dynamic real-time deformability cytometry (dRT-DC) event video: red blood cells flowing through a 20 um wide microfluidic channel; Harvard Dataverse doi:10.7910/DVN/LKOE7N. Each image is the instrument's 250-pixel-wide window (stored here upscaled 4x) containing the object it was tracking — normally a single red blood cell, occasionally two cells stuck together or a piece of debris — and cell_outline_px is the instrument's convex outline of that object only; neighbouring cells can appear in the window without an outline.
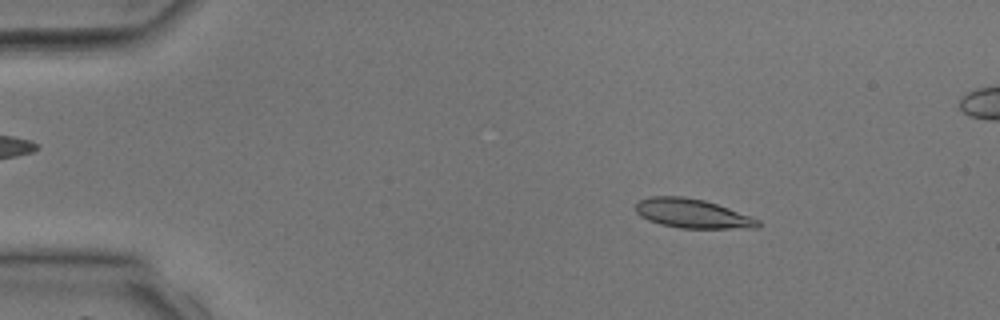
{"species": "common noctule bat (a hibernating species)", "species_latin": "Nyctalus noctula", "temperature_condition": "room temperature", "stored_images_in_passage": 40, "segment_of_instrument_passage": [1, 2], "camera_frame_rate_fps": 3000, "um_per_image_px": 0.085, "animal": {"sex": "male", "body_mass_g": 17.9, "forearm_length_mm": 54.2}, "frame": {"image": 1, "passage_image": 6, "time_ms": 1.667, "image_size_px": [1000, 320], "cell_outline_px": [[760, 224], [756, 228], [680, 228], [660, 224], [648, 220], [640, 216], [636, 212], [636, 204], [640, 200], [648, 196], [684, 196], [704, 200], [728, 208], [760, 220]], "centroid_in_image_um": [58.82, 18.14], "position_along_channel_um": 26.2, "area_um2": 20.69}}
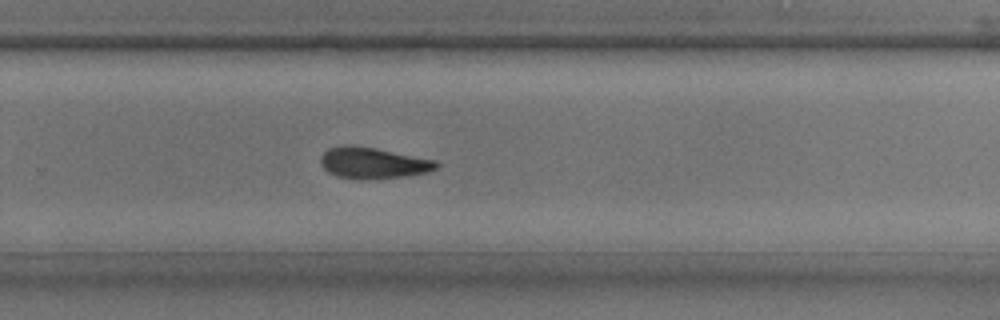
{"frame": {"image": 2, "passage_image": 26, "time_ms": 8.333, "image_size_px": [1000, 320], "cell_outline_px": [[440, 164], [436, 168], [428, 172], [404, 176], [336, 176], [328, 172], [320, 164], [320, 156], [328, 148], [344, 144], [352, 144], [376, 148], [436, 160]], "centroid_in_image_um": [31.69, 13.78], "position_along_channel_um": 298.1, "area_um2": 20.29}}
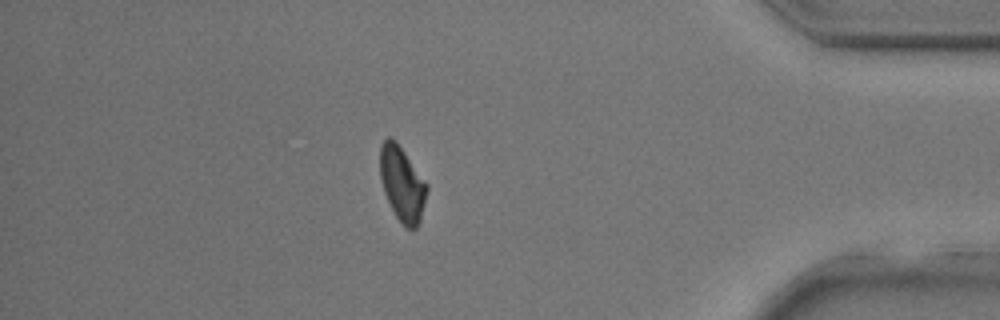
{"frame": {"image": 3, "passage_image": 34, "time_ms": 11.0, "image_size_px": [1000, 320], "cell_outline_px": [[428, 188], [420, 220], [416, 228], [408, 228], [396, 216], [384, 192], [380, 176], [380, 144], [388, 136], [396, 140], [428, 184]], "centroid_in_image_um": [34.18, 15.57], "position_along_channel_um": 401.0, "area_um2": 20.17}}